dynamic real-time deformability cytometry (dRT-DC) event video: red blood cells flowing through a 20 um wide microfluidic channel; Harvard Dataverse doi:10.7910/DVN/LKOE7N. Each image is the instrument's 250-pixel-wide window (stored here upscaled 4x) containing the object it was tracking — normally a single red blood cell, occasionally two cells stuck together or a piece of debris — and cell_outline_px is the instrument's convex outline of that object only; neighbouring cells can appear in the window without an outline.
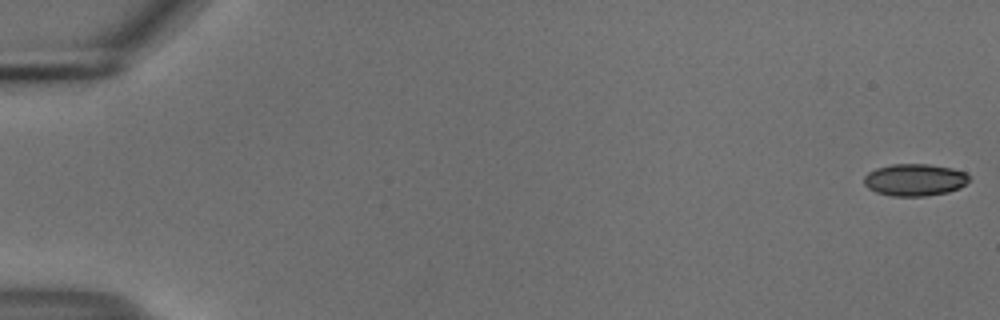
{"species": "common noctule bat (a hibernating species)", "species_latin": "Nyctalus noctula", "temperature_condition": "cold", "stored_images_in_passage": 55, "camera_frame_rate_fps": 3000, "um_per_image_px": 0.085, "animal": {"sex": "male", "body_mass_g": 18.8}, "frame": {"image": 1, "passage_image": 1, "time_ms": 0.0, "image_size_px": [1000, 320], "cell_outline_px": [[968, 180], [960, 188], [948, 192], [924, 196], [892, 196], [876, 192], [868, 188], [864, 184], [864, 176], [868, 172], [876, 168], [892, 164], [928, 164], [952, 168], [964, 172], [968, 176]], "centroid_in_image_um": [77.72, 15.28], "position_along_channel_um": 7.3, "area_um2": 19.59}}
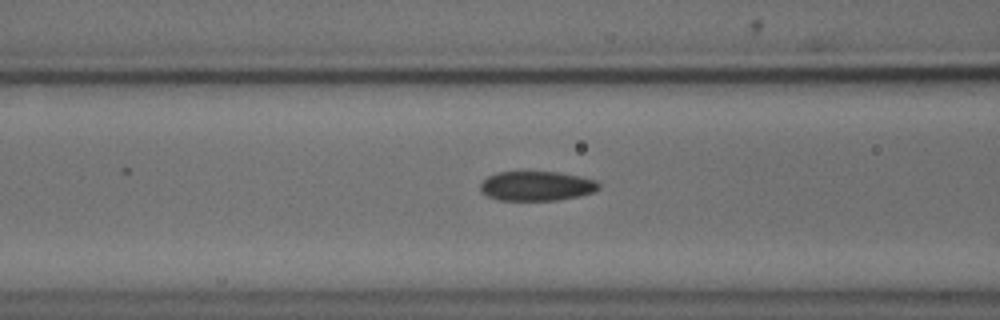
{"frame": {"image": 2, "passage_image": 23, "time_ms": 7.333, "image_size_px": [1000, 320], "cell_outline_px": [[600, 188], [592, 192], [580, 196], [560, 200], [496, 200], [480, 192], [480, 184], [488, 176], [496, 172], [520, 168], [560, 172], [580, 176], [596, 180], [600, 184]], "centroid_in_image_um": [45.57, 15.75], "position_along_channel_um": 121.0, "area_um2": 21.5}}
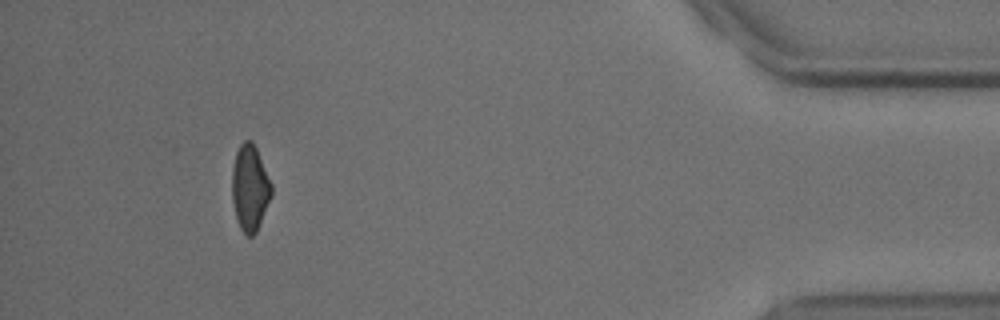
{"frame": {"image": 3, "passage_image": 51, "time_ms": 16.667, "image_size_px": [1000, 320], "cell_outline_px": [[272, 192], [256, 232], [252, 236], [248, 236], [240, 228], [236, 220], [232, 200], [232, 168], [236, 152], [240, 144], [244, 140], [252, 140], [256, 148], [272, 184]], "centroid_in_image_um": [21.22, 15.95], "position_along_channel_um": 414.0, "area_um2": 19.59}, "authors_computed_cell_mechanics": {"area_um2": 20.2878, "velocity_mm_per_s": 3.7337, "shape_relaxation_time_tau1_ms": 5.3215, "shape_relaxation_time_tau2_ms": 6.6379, "deformation_change_tau1": 0.1045, "deformation_change_tau2": 0.1111}}